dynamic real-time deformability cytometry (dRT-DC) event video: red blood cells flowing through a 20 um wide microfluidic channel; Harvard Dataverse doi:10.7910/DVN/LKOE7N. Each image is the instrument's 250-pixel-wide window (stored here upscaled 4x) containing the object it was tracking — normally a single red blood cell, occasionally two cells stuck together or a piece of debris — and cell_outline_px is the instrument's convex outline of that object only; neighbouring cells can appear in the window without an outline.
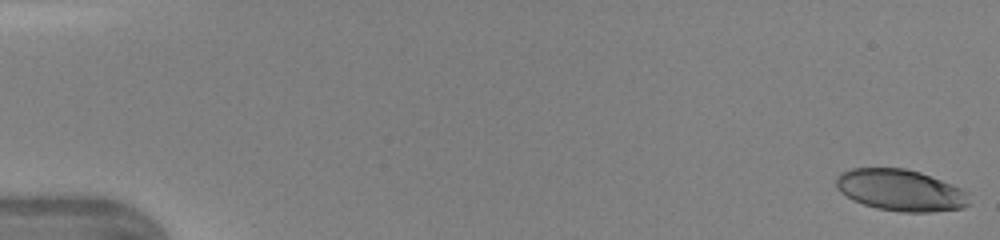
{"species": "human", "species_latin": "Homo sapiens", "temperature_condition": "warm", "stored_images_in_passage": 45, "camera_frame_rate_fps": 3000, "um_per_image_px": 0.085, "donor": {"sex": "female"}, "frame": {"image": 1, "passage_image": 1, "time_ms": 0.0, "image_size_px": [1000, 240], "cell_outline_px": [[968, 204], [964, 208], [928, 212], [900, 212], [876, 208], [852, 200], [840, 192], [836, 188], [836, 176], [852, 168], [904, 168], [920, 172], [952, 184], [968, 192]], "centroid_in_image_um": [76.53, 16.17], "position_along_channel_um": 8.5, "area_um2": 32.19}}
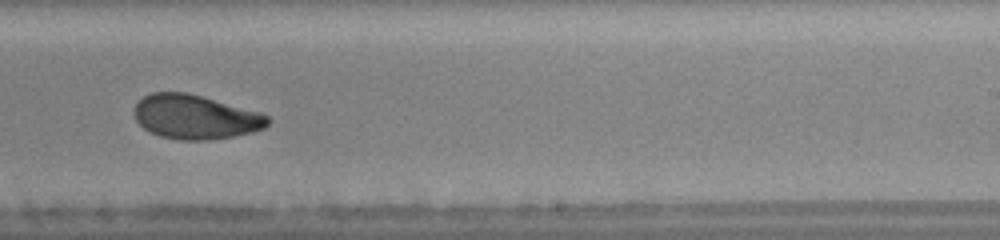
{"frame": {"image": 2, "passage_image": 29, "time_ms": 9.333, "image_size_px": [1000, 240], "cell_outline_px": [[272, 120], [264, 128], [252, 132], [232, 136], [208, 140], [180, 140], [160, 136], [144, 128], [136, 120], [136, 104], [144, 96], [152, 92], [188, 92], [260, 112], [268, 116]], "centroid_in_image_um": [16.63, 9.94], "position_along_channel_um": 272.4, "area_um2": 34.22}}
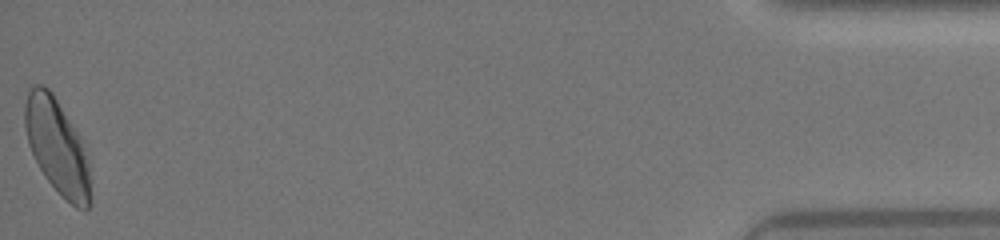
{"frame": {"image": 3, "passage_image": 45, "time_ms": 14.667, "image_size_px": [1000, 240], "cell_outline_px": [[92, 204], [88, 208], [76, 208], [44, 176], [28, 144], [24, 124], [24, 104], [28, 92], [32, 84], [40, 84], [48, 88], [52, 92], [76, 132], [80, 140], [88, 164]], "centroid_in_image_um": [4.82, 12.44], "position_along_channel_um": 430.4, "area_um2": 35.49}}